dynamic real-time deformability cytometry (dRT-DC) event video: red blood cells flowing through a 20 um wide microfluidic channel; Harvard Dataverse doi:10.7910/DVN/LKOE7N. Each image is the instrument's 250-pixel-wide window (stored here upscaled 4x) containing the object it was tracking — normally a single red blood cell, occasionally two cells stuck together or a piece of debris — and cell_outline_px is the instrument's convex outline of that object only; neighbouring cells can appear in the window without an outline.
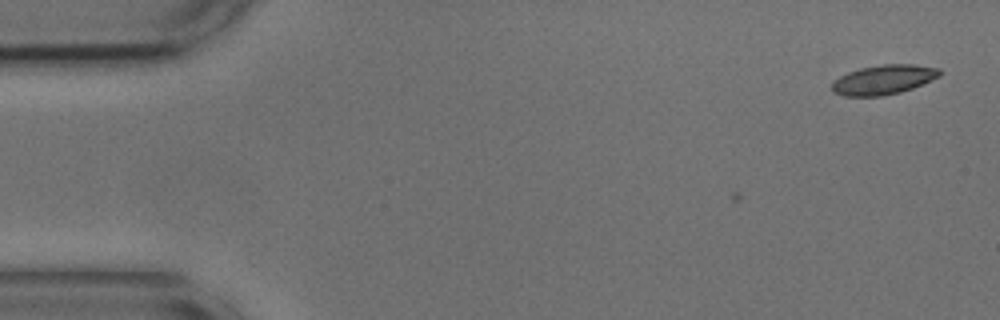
{"species": "common noctule bat (a hibernating species)", "species_latin": "Nyctalus noctula", "temperature_condition": "cold", "stored_images_in_passage": 3, "camera_frame_rate_fps": 3000, "um_per_image_px": 0.085, "animal": {"sex": "male", "body_mass_g": 17.9, "forearm_length_mm": 54.2}, "frame": {"image": 1, "passage_image": 1, "time_ms": 0.0, "image_size_px": [1000, 320], "cell_outline_px": [[940, 76], [912, 88], [900, 92], [880, 96], [844, 96], [832, 92], [832, 84], [840, 76], [848, 72], [860, 68], [880, 64], [916, 64], [940, 68]], "centroid_in_image_um": [75.1, 6.76], "position_along_channel_um": 9.9, "area_um2": 18.5}}